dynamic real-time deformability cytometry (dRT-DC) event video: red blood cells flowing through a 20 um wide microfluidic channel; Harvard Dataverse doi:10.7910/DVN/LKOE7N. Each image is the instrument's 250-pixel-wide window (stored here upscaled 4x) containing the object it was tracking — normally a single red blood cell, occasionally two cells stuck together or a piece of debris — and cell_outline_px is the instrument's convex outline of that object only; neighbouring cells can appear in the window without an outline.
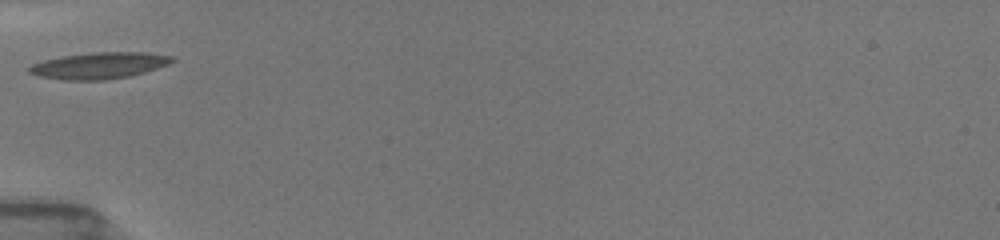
{"species": "common noctule bat (a hibernating species)", "species_latin": "Nyctalus noctula", "temperature_condition": "room temperature", "stored_images_in_passage": 1, "camera_frame_rate_fps": 3000, "um_per_image_px": 0.085, "animal": {"sex": "female", "body_mass_g": 19.5, "forearm_length_mm": 54.1}, "frame": {"image": 1, "passage_image": 1, "time_ms": 0.0, "image_size_px": [1000, 240], "cell_outline_px": [[176, 60], [168, 64], [144, 72], [128, 76], [104, 80], [64, 80], [40, 76], [28, 72], [24, 68], [32, 64], [44, 60], [60, 56], [92, 52], [148, 52], [172, 56]], "centroid_in_image_um": [8.39, 5.56], "position_along_channel_um": 76.6, "area_um2": 22.08}}